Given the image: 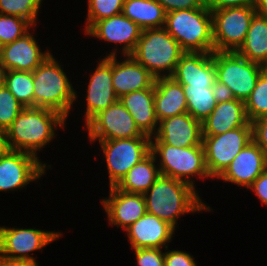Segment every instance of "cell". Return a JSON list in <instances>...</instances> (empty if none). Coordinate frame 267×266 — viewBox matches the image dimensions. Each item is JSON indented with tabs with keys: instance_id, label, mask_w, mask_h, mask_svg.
<instances>
[{
	"instance_id": "cell-1",
	"label": "cell",
	"mask_w": 267,
	"mask_h": 266,
	"mask_svg": "<svg viewBox=\"0 0 267 266\" xmlns=\"http://www.w3.org/2000/svg\"><path fill=\"white\" fill-rule=\"evenodd\" d=\"M66 118L56 111L40 107H24L13 123L4 131L5 146L9 150L27 152L36 157L55 137V127H64Z\"/></svg>"
},
{
	"instance_id": "cell-23",
	"label": "cell",
	"mask_w": 267,
	"mask_h": 266,
	"mask_svg": "<svg viewBox=\"0 0 267 266\" xmlns=\"http://www.w3.org/2000/svg\"><path fill=\"white\" fill-rule=\"evenodd\" d=\"M249 122L245 102L233 99L217 103L212 113L202 122V136H215L243 127Z\"/></svg>"
},
{
	"instance_id": "cell-18",
	"label": "cell",
	"mask_w": 267,
	"mask_h": 266,
	"mask_svg": "<svg viewBox=\"0 0 267 266\" xmlns=\"http://www.w3.org/2000/svg\"><path fill=\"white\" fill-rule=\"evenodd\" d=\"M51 53L42 52L32 33L0 47V60L6 70L33 72Z\"/></svg>"
},
{
	"instance_id": "cell-41",
	"label": "cell",
	"mask_w": 267,
	"mask_h": 266,
	"mask_svg": "<svg viewBox=\"0 0 267 266\" xmlns=\"http://www.w3.org/2000/svg\"><path fill=\"white\" fill-rule=\"evenodd\" d=\"M249 189H252L260 201L267 205V168L254 180Z\"/></svg>"
},
{
	"instance_id": "cell-10",
	"label": "cell",
	"mask_w": 267,
	"mask_h": 266,
	"mask_svg": "<svg viewBox=\"0 0 267 266\" xmlns=\"http://www.w3.org/2000/svg\"><path fill=\"white\" fill-rule=\"evenodd\" d=\"M97 141L106 159L109 187L116 186L134 165L151 152V137Z\"/></svg>"
},
{
	"instance_id": "cell-35",
	"label": "cell",
	"mask_w": 267,
	"mask_h": 266,
	"mask_svg": "<svg viewBox=\"0 0 267 266\" xmlns=\"http://www.w3.org/2000/svg\"><path fill=\"white\" fill-rule=\"evenodd\" d=\"M23 108L5 85L0 86V130L5 131Z\"/></svg>"
},
{
	"instance_id": "cell-34",
	"label": "cell",
	"mask_w": 267,
	"mask_h": 266,
	"mask_svg": "<svg viewBox=\"0 0 267 266\" xmlns=\"http://www.w3.org/2000/svg\"><path fill=\"white\" fill-rule=\"evenodd\" d=\"M31 27L33 26L21 17L0 14V47L30 32Z\"/></svg>"
},
{
	"instance_id": "cell-5",
	"label": "cell",
	"mask_w": 267,
	"mask_h": 266,
	"mask_svg": "<svg viewBox=\"0 0 267 266\" xmlns=\"http://www.w3.org/2000/svg\"><path fill=\"white\" fill-rule=\"evenodd\" d=\"M184 53L176 39L162 27L142 30L131 56L155 78H160L172 76Z\"/></svg>"
},
{
	"instance_id": "cell-25",
	"label": "cell",
	"mask_w": 267,
	"mask_h": 266,
	"mask_svg": "<svg viewBox=\"0 0 267 266\" xmlns=\"http://www.w3.org/2000/svg\"><path fill=\"white\" fill-rule=\"evenodd\" d=\"M154 104L155 114L159 122L187 113V101L183 86L172 77L155 79Z\"/></svg>"
},
{
	"instance_id": "cell-28",
	"label": "cell",
	"mask_w": 267,
	"mask_h": 266,
	"mask_svg": "<svg viewBox=\"0 0 267 266\" xmlns=\"http://www.w3.org/2000/svg\"><path fill=\"white\" fill-rule=\"evenodd\" d=\"M122 14L142 30L162 28L165 25L166 12L156 0H125Z\"/></svg>"
},
{
	"instance_id": "cell-3",
	"label": "cell",
	"mask_w": 267,
	"mask_h": 266,
	"mask_svg": "<svg viewBox=\"0 0 267 266\" xmlns=\"http://www.w3.org/2000/svg\"><path fill=\"white\" fill-rule=\"evenodd\" d=\"M164 28L184 52H214L212 14L206 5L167 12Z\"/></svg>"
},
{
	"instance_id": "cell-12",
	"label": "cell",
	"mask_w": 267,
	"mask_h": 266,
	"mask_svg": "<svg viewBox=\"0 0 267 266\" xmlns=\"http://www.w3.org/2000/svg\"><path fill=\"white\" fill-rule=\"evenodd\" d=\"M90 141L149 137L136 126L120 100L95 115L86 125Z\"/></svg>"
},
{
	"instance_id": "cell-22",
	"label": "cell",
	"mask_w": 267,
	"mask_h": 266,
	"mask_svg": "<svg viewBox=\"0 0 267 266\" xmlns=\"http://www.w3.org/2000/svg\"><path fill=\"white\" fill-rule=\"evenodd\" d=\"M171 77L180 84L212 87L216 80L213 52H185L181 56Z\"/></svg>"
},
{
	"instance_id": "cell-33",
	"label": "cell",
	"mask_w": 267,
	"mask_h": 266,
	"mask_svg": "<svg viewBox=\"0 0 267 266\" xmlns=\"http://www.w3.org/2000/svg\"><path fill=\"white\" fill-rule=\"evenodd\" d=\"M125 0H87L88 14L86 21L87 32L97 21L122 14Z\"/></svg>"
},
{
	"instance_id": "cell-4",
	"label": "cell",
	"mask_w": 267,
	"mask_h": 266,
	"mask_svg": "<svg viewBox=\"0 0 267 266\" xmlns=\"http://www.w3.org/2000/svg\"><path fill=\"white\" fill-rule=\"evenodd\" d=\"M33 85L34 107L56 111L67 119L77 94L52 54L33 71Z\"/></svg>"
},
{
	"instance_id": "cell-44",
	"label": "cell",
	"mask_w": 267,
	"mask_h": 266,
	"mask_svg": "<svg viewBox=\"0 0 267 266\" xmlns=\"http://www.w3.org/2000/svg\"><path fill=\"white\" fill-rule=\"evenodd\" d=\"M253 6L257 13L267 16V0H254Z\"/></svg>"
},
{
	"instance_id": "cell-37",
	"label": "cell",
	"mask_w": 267,
	"mask_h": 266,
	"mask_svg": "<svg viewBox=\"0 0 267 266\" xmlns=\"http://www.w3.org/2000/svg\"><path fill=\"white\" fill-rule=\"evenodd\" d=\"M251 124L252 139L267 156V116L258 118Z\"/></svg>"
},
{
	"instance_id": "cell-30",
	"label": "cell",
	"mask_w": 267,
	"mask_h": 266,
	"mask_svg": "<svg viewBox=\"0 0 267 266\" xmlns=\"http://www.w3.org/2000/svg\"><path fill=\"white\" fill-rule=\"evenodd\" d=\"M4 85L24 107H34L33 72L6 70Z\"/></svg>"
},
{
	"instance_id": "cell-24",
	"label": "cell",
	"mask_w": 267,
	"mask_h": 266,
	"mask_svg": "<svg viewBox=\"0 0 267 266\" xmlns=\"http://www.w3.org/2000/svg\"><path fill=\"white\" fill-rule=\"evenodd\" d=\"M119 100L130 112L139 130L143 134L153 137L159 124L155 114L154 84L150 88L125 94Z\"/></svg>"
},
{
	"instance_id": "cell-46",
	"label": "cell",
	"mask_w": 267,
	"mask_h": 266,
	"mask_svg": "<svg viewBox=\"0 0 267 266\" xmlns=\"http://www.w3.org/2000/svg\"><path fill=\"white\" fill-rule=\"evenodd\" d=\"M5 73H6L5 66L1 63L0 60V86L4 85Z\"/></svg>"
},
{
	"instance_id": "cell-19",
	"label": "cell",
	"mask_w": 267,
	"mask_h": 266,
	"mask_svg": "<svg viewBox=\"0 0 267 266\" xmlns=\"http://www.w3.org/2000/svg\"><path fill=\"white\" fill-rule=\"evenodd\" d=\"M142 29L123 14L97 21L87 32V35L100 38L111 43L124 44L122 53L131 55L141 36Z\"/></svg>"
},
{
	"instance_id": "cell-31",
	"label": "cell",
	"mask_w": 267,
	"mask_h": 266,
	"mask_svg": "<svg viewBox=\"0 0 267 266\" xmlns=\"http://www.w3.org/2000/svg\"><path fill=\"white\" fill-rule=\"evenodd\" d=\"M245 111L249 122L267 116V68L262 71L255 88L245 101Z\"/></svg>"
},
{
	"instance_id": "cell-43",
	"label": "cell",
	"mask_w": 267,
	"mask_h": 266,
	"mask_svg": "<svg viewBox=\"0 0 267 266\" xmlns=\"http://www.w3.org/2000/svg\"><path fill=\"white\" fill-rule=\"evenodd\" d=\"M0 266H38L34 261H13L0 258Z\"/></svg>"
},
{
	"instance_id": "cell-29",
	"label": "cell",
	"mask_w": 267,
	"mask_h": 266,
	"mask_svg": "<svg viewBox=\"0 0 267 266\" xmlns=\"http://www.w3.org/2000/svg\"><path fill=\"white\" fill-rule=\"evenodd\" d=\"M181 85L187 101V113L202 123L217 105L212 87Z\"/></svg>"
},
{
	"instance_id": "cell-6",
	"label": "cell",
	"mask_w": 267,
	"mask_h": 266,
	"mask_svg": "<svg viewBox=\"0 0 267 266\" xmlns=\"http://www.w3.org/2000/svg\"><path fill=\"white\" fill-rule=\"evenodd\" d=\"M151 153L160 157L158 166L163 176L187 182L192 186L195 184L192 176L210 178L203 145L174 147L168 144H151Z\"/></svg>"
},
{
	"instance_id": "cell-32",
	"label": "cell",
	"mask_w": 267,
	"mask_h": 266,
	"mask_svg": "<svg viewBox=\"0 0 267 266\" xmlns=\"http://www.w3.org/2000/svg\"><path fill=\"white\" fill-rule=\"evenodd\" d=\"M42 1L43 0H0V14L21 17L32 26H35Z\"/></svg>"
},
{
	"instance_id": "cell-13",
	"label": "cell",
	"mask_w": 267,
	"mask_h": 266,
	"mask_svg": "<svg viewBox=\"0 0 267 266\" xmlns=\"http://www.w3.org/2000/svg\"><path fill=\"white\" fill-rule=\"evenodd\" d=\"M46 164L27 152L6 149L0 155V192L21 189L46 173Z\"/></svg>"
},
{
	"instance_id": "cell-11",
	"label": "cell",
	"mask_w": 267,
	"mask_h": 266,
	"mask_svg": "<svg viewBox=\"0 0 267 266\" xmlns=\"http://www.w3.org/2000/svg\"><path fill=\"white\" fill-rule=\"evenodd\" d=\"M60 236H62L61 232L0 226V258L36 262L29 253L41 250Z\"/></svg>"
},
{
	"instance_id": "cell-21",
	"label": "cell",
	"mask_w": 267,
	"mask_h": 266,
	"mask_svg": "<svg viewBox=\"0 0 267 266\" xmlns=\"http://www.w3.org/2000/svg\"><path fill=\"white\" fill-rule=\"evenodd\" d=\"M131 248H163L168 250L175 228L155 215L146 213L126 228Z\"/></svg>"
},
{
	"instance_id": "cell-8",
	"label": "cell",
	"mask_w": 267,
	"mask_h": 266,
	"mask_svg": "<svg viewBox=\"0 0 267 266\" xmlns=\"http://www.w3.org/2000/svg\"><path fill=\"white\" fill-rule=\"evenodd\" d=\"M255 13L253 5L211 10L214 51L237 52Z\"/></svg>"
},
{
	"instance_id": "cell-14",
	"label": "cell",
	"mask_w": 267,
	"mask_h": 266,
	"mask_svg": "<svg viewBox=\"0 0 267 266\" xmlns=\"http://www.w3.org/2000/svg\"><path fill=\"white\" fill-rule=\"evenodd\" d=\"M157 128L156 134L151 137V144H168L174 147L203 145L202 123L189 113L161 120Z\"/></svg>"
},
{
	"instance_id": "cell-27",
	"label": "cell",
	"mask_w": 267,
	"mask_h": 266,
	"mask_svg": "<svg viewBox=\"0 0 267 266\" xmlns=\"http://www.w3.org/2000/svg\"><path fill=\"white\" fill-rule=\"evenodd\" d=\"M237 53L267 68V16L255 13L243 45Z\"/></svg>"
},
{
	"instance_id": "cell-16",
	"label": "cell",
	"mask_w": 267,
	"mask_h": 266,
	"mask_svg": "<svg viewBox=\"0 0 267 266\" xmlns=\"http://www.w3.org/2000/svg\"><path fill=\"white\" fill-rule=\"evenodd\" d=\"M87 88L85 124L119 100L112 85V55L101 59L90 76Z\"/></svg>"
},
{
	"instance_id": "cell-39",
	"label": "cell",
	"mask_w": 267,
	"mask_h": 266,
	"mask_svg": "<svg viewBox=\"0 0 267 266\" xmlns=\"http://www.w3.org/2000/svg\"><path fill=\"white\" fill-rule=\"evenodd\" d=\"M164 266H197V264L190 254L179 250H169L164 255Z\"/></svg>"
},
{
	"instance_id": "cell-17",
	"label": "cell",
	"mask_w": 267,
	"mask_h": 266,
	"mask_svg": "<svg viewBox=\"0 0 267 266\" xmlns=\"http://www.w3.org/2000/svg\"><path fill=\"white\" fill-rule=\"evenodd\" d=\"M109 224L124 230L147 213L143 194L126 193L109 187V197L102 200Z\"/></svg>"
},
{
	"instance_id": "cell-36",
	"label": "cell",
	"mask_w": 267,
	"mask_h": 266,
	"mask_svg": "<svg viewBox=\"0 0 267 266\" xmlns=\"http://www.w3.org/2000/svg\"><path fill=\"white\" fill-rule=\"evenodd\" d=\"M138 266H164V255L161 248L134 249Z\"/></svg>"
},
{
	"instance_id": "cell-26",
	"label": "cell",
	"mask_w": 267,
	"mask_h": 266,
	"mask_svg": "<svg viewBox=\"0 0 267 266\" xmlns=\"http://www.w3.org/2000/svg\"><path fill=\"white\" fill-rule=\"evenodd\" d=\"M156 157L150 152L134 165L115 186L126 193L144 194L160 177V169L155 165Z\"/></svg>"
},
{
	"instance_id": "cell-9",
	"label": "cell",
	"mask_w": 267,
	"mask_h": 266,
	"mask_svg": "<svg viewBox=\"0 0 267 266\" xmlns=\"http://www.w3.org/2000/svg\"><path fill=\"white\" fill-rule=\"evenodd\" d=\"M205 150V164L212 178H218L230 165L236 155L252 141V124L215 136H202Z\"/></svg>"
},
{
	"instance_id": "cell-38",
	"label": "cell",
	"mask_w": 267,
	"mask_h": 266,
	"mask_svg": "<svg viewBox=\"0 0 267 266\" xmlns=\"http://www.w3.org/2000/svg\"><path fill=\"white\" fill-rule=\"evenodd\" d=\"M156 1L164 8V11L166 13L182 9L201 8L206 5V0H156Z\"/></svg>"
},
{
	"instance_id": "cell-42",
	"label": "cell",
	"mask_w": 267,
	"mask_h": 266,
	"mask_svg": "<svg viewBox=\"0 0 267 266\" xmlns=\"http://www.w3.org/2000/svg\"><path fill=\"white\" fill-rule=\"evenodd\" d=\"M213 96L217 103L235 99L232 90L225 84L215 80L212 86Z\"/></svg>"
},
{
	"instance_id": "cell-40",
	"label": "cell",
	"mask_w": 267,
	"mask_h": 266,
	"mask_svg": "<svg viewBox=\"0 0 267 266\" xmlns=\"http://www.w3.org/2000/svg\"><path fill=\"white\" fill-rule=\"evenodd\" d=\"M254 0H206V6L210 10H219L222 8L242 7L253 5Z\"/></svg>"
},
{
	"instance_id": "cell-45",
	"label": "cell",
	"mask_w": 267,
	"mask_h": 266,
	"mask_svg": "<svg viewBox=\"0 0 267 266\" xmlns=\"http://www.w3.org/2000/svg\"><path fill=\"white\" fill-rule=\"evenodd\" d=\"M6 150L4 131L0 130V155Z\"/></svg>"
},
{
	"instance_id": "cell-15",
	"label": "cell",
	"mask_w": 267,
	"mask_h": 266,
	"mask_svg": "<svg viewBox=\"0 0 267 266\" xmlns=\"http://www.w3.org/2000/svg\"><path fill=\"white\" fill-rule=\"evenodd\" d=\"M266 168L267 156L252 140L236 155L218 179L249 188Z\"/></svg>"
},
{
	"instance_id": "cell-2",
	"label": "cell",
	"mask_w": 267,
	"mask_h": 266,
	"mask_svg": "<svg viewBox=\"0 0 267 266\" xmlns=\"http://www.w3.org/2000/svg\"><path fill=\"white\" fill-rule=\"evenodd\" d=\"M196 192L195 186L187 182L160 175L143 194L147 213L157 216L175 228L179 216L211 210Z\"/></svg>"
},
{
	"instance_id": "cell-20",
	"label": "cell",
	"mask_w": 267,
	"mask_h": 266,
	"mask_svg": "<svg viewBox=\"0 0 267 266\" xmlns=\"http://www.w3.org/2000/svg\"><path fill=\"white\" fill-rule=\"evenodd\" d=\"M117 49L112 55V85L118 98L133 91L150 88L155 83V77L131 55H126L122 62L117 61Z\"/></svg>"
},
{
	"instance_id": "cell-7",
	"label": "cell",
	"mask_w": 267,
	"mask_h": 266,
	"mask_svg": "<svg viewBox=\"0 0 267 266\" xmlns=\"http://www.w3.org/2000/svg\"><path fill=\"white\" fill-rule=\"evenodd\" d=\"M216 80L228 86L235 99L245 102L256 86L264 66L237 52H213Z\"/></svg>"
}]
</instances>
